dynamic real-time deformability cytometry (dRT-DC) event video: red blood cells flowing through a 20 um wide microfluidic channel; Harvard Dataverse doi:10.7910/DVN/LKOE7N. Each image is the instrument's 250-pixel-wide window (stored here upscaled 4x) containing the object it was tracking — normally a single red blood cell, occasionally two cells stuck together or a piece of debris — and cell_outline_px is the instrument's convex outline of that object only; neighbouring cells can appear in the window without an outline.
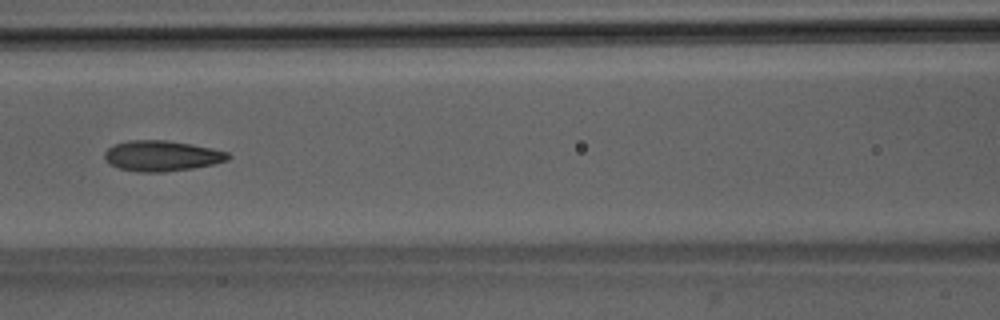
{"species": "Egyptian fruit bat (a non-hibernating species)", "species_latin": "Rousettus aegyptiacus", "temperature_condition": "room temperature", "stored_images_in_passage": 4, "camera_frame_rate_fps": 3000, "um_per_image_px": 0.085, "animal": {"sex": "male"}, "frame": {"image": 1, "passage_image": 4, "time_ms": 3.333, "image_size_px": [1000, 320], "cell_outline_px": [[232, 156], [228, 160], [212, 164], [192, 168], [164, 172], [136, 172], [120, 168], [108, 164], [104, 156], [104, 152], [112, 144], [128, 140], [168, 140], [212, 148], [228, 152]], "centroid_in_image_um": [13.72, 13.24], "position_along_channel_um": 152.9, "area_um2": 22.14}}